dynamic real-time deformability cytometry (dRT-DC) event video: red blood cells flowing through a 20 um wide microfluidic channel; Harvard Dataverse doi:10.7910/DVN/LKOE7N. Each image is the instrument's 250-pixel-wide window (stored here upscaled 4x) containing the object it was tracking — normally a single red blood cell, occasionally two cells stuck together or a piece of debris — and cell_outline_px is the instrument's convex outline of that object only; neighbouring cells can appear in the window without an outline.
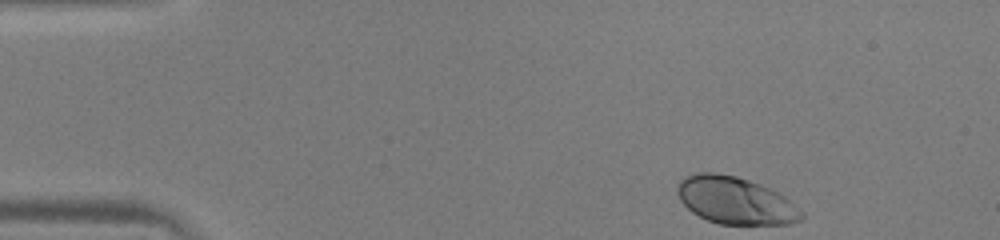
{"species": "human", "species_latin": "Homo sapiens", "temperature_condition": "warm", "stored_images_in_passage": 46, "camera_frame_rate_fps": 3000, "um_per_image_px": 0.085, "donor": {"sex": "male"}, "frame": {"image": 1, "passage_image": 1, "time_ms": 0.0, "image_size_px": [1000, 240], "cell_outline_px": [[804, 216], [800, 220], [792, 224], [720, 224], [708, 220], [692, 212], [680, 200], [676, 192], [676, 184], [684, 176], [696, 172], [716, 172], [736, 176], [748, 180], [768, 188], [784, 196], [804, 212]], "centroid_in_image_um": [62.47, 17.03], "position_along_channel_um": 22.5, "area_um2": 34.22}}
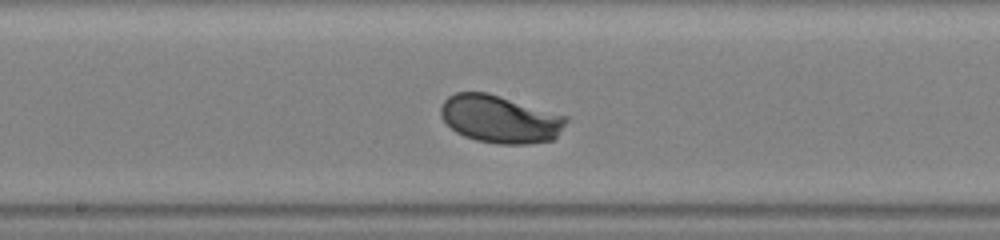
{"frame": {"image": 2, "passage_image": 22, "time_ms": 7.0, "image_size_px": [1000, 240], "cell_outline_px": [[568, 120], [556, 136], [552, 140], [528, 144], [500, 144], [476, 140], [464, 136], [456, 132], [440, 116], [440, 108], [444, 100], [448, 96], [456, 92], [488, 92], [568, 116]], "centroid_in_image_um": [42.49, 10.11], "position_along_channel_um": 205.7, "area_um2": 34.85}}
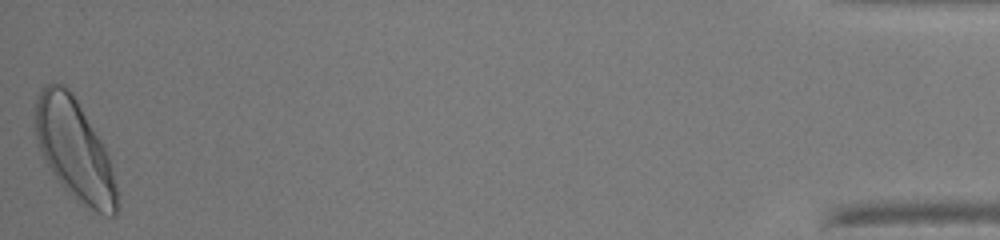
{"frame": {"image": 3, "passage_image": 46, "time_ms": 15.0, "image_size_px": [1000, 240], "cell_outline_px": [[116, 216], [108, 216], [96, 212], [76, 200], [64, 188], [52, 172], [36, 144], [36, 96], [40, 88], [44, 84], [52, 80], [64, 84], [72, 92], [100, 140], [108, 156], [116, 188]], "centroid_in_image_um": [6.29, 12.67], "position_along_channel_um": 428.9, "area_um2": 47.45}, "authors_computed_cell_mechanics": {"area_um2": 34.1309, "velocity_mm_per_s": 3.9651, "shape_relaxation_time_tau1_ms": 1.8419, "shape_relaxation_time_tau2_ms": 6.435, "deformation_change_tau1": 0.1347, "deformation_change_tau2": 0.2098}}